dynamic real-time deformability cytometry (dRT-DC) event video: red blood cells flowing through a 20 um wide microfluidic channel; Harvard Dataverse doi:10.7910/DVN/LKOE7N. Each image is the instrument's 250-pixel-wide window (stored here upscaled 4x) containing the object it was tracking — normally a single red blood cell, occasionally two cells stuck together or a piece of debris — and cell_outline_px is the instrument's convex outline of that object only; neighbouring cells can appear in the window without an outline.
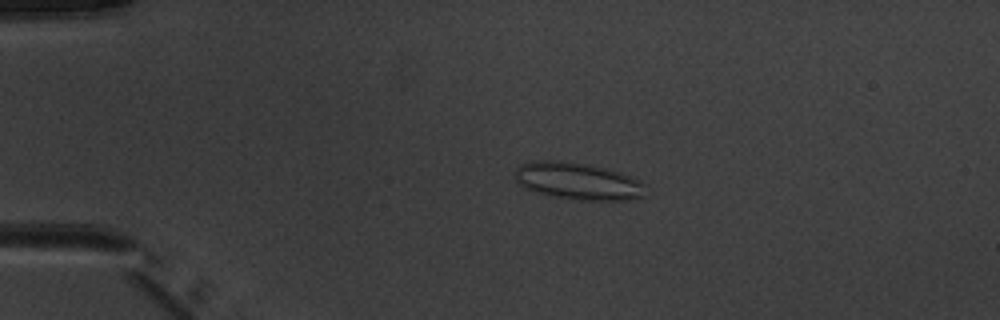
{"species": "common noctule bat (a hibernating species)", "species_latin": "Nyctalus noctula", "temperature_condition": "warm", "stored_images_in_passage": 4, "camera_frame_rate_fps": 3000, "um_per_image_px": 0.085, "animal": {"sex": "male", "body_mass_g": 20.1, "forearm_length_mm": 53.5}, "frame": {"image": 1, "passage_image": 3, "time_ms": 2.333, "image_size_px": [1000, 320], "cell_outline_px": [[644, 196], [628, 200], [572, 200], [552, 196], [536, 192], [524, 188], [516, 180], [516, 168], [520, 164], [532, 160], [560, 160], [588, 164], [620, 172], [640, 180], [644, 184]], "centroid_in_image_um": [49.1, 15.39], "position_along_channel_um": 35.9, "area_um2": 28.44}}